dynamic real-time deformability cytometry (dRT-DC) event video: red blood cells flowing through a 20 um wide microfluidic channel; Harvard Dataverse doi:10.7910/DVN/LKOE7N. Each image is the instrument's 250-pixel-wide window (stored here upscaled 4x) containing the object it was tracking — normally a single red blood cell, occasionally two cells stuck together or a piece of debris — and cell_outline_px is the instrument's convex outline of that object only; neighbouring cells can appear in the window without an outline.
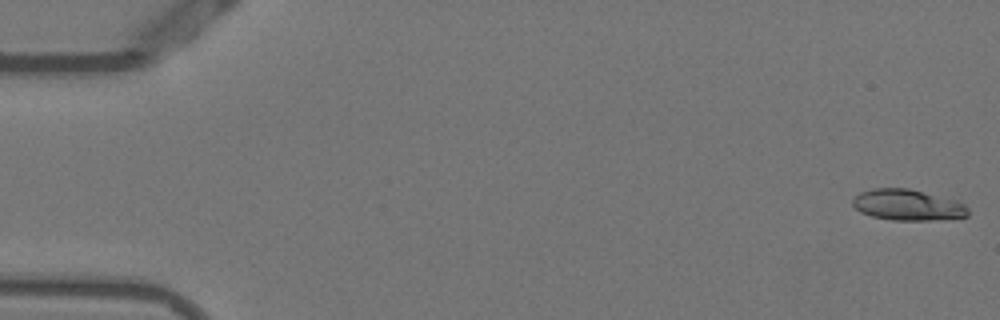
{"species": "Egyptian fruit bat (a non-hibernating species)", "species_latin": "Rousettus aegyptiacus", "temperature_condition": "warm", "stored_images_in_passage": 49, "camera_frame_rate_fps": 3000, "um_per_image_px": 0.085, "animal": {"sex": "female"}, "frame": {"image": 1, "passage_image": 1, "time_ms": 0.0, "image_size_px": [1000, 320], "cell_outline_px": [[968, 216], [928, 220], [892, 220], [872, 216], [860, 212], [852, 204], [852, 200], [860, 192], [872, 188], [908, 188], [956, 200], [964, 204], [968, 208]], "centroid_in_image_um": [77.13, 17.41], "position_along_channel_um": 7.9, "area_um2": 20.69}}
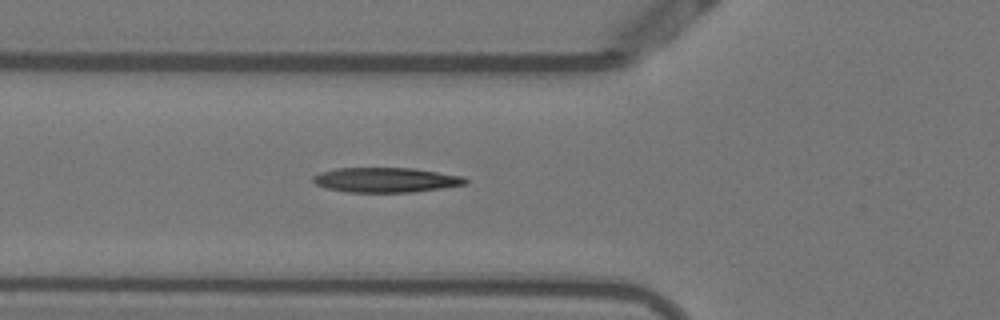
{"frame": {"image": 2, "passage_image": 19, "time_ms": 6.0, "image_size_px": [1000, 320], "cell_outline_px": [[468, 184], [412, 192], [348, 192], [328, 188], [316, 184], [312, 180], [312, 176], [320, 172], [336, 168], [412, 168], [464, 176], [468, 180]], "centroid_in_image_um": [32.81, 15.29], "position_along_channel_um": 93.0, "area_um2": 21.96}}
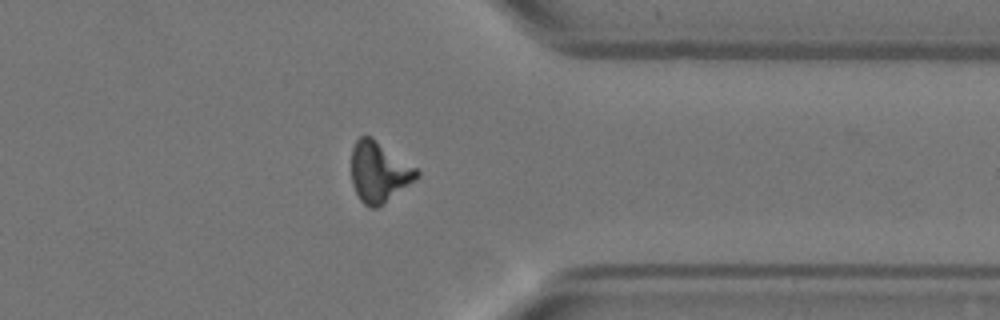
{"frame": {"image": 3, "passage_image": 42, "time_ms": 13.667, "image_size_px": [1000, 320], "cell_outline_px": [[420, 176], [416, 180], [384, 204], [376, 208], [368, 208], [360, 200], [352, 184], [352, 148], [356, 140], [360, 136], [372, 136], [416, 168], [420, 172]], "centroid_in_image_um": [32.22, 14.63], "position_along_channel_um": 379.2, "area_um2": 23.18}}